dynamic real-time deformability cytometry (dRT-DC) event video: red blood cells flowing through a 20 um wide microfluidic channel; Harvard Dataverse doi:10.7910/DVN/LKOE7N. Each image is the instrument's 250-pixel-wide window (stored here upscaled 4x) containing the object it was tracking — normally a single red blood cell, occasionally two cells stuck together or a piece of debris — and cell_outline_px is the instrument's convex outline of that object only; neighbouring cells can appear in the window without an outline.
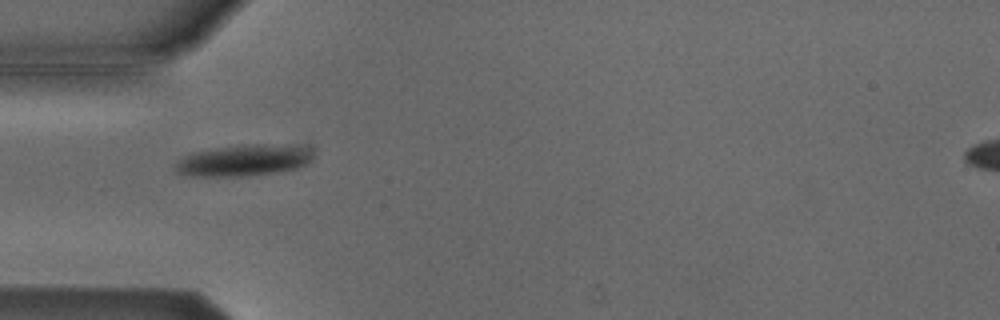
{"species": "Egyptian fruit bat (a non-hibernating species)", "species_latin": "Rousettus aegyptiacus", "temperature_condition": "cold", "stored_images_in_passage": 39, "camera_frame_rate_fps": 3000, "um_per_image_px": 0.085, "animal": {"sex": "male"}, "frame": {"image": 1, "passage_image": 2, "time_ms": 0.333, "image_size_px": [1000, 320], "cell_outline_px": [[312, 156], [304, 164], [292, 168], [268, 172], [240, 176], [184, 176], [176, 172], [176, 164], [184, 156], [192, 152], [216, 148], [256, 144], [264, 144], [312, 148]], "centroid_in_image_um": [20.61, 13.63], "position_along_channel_um": 64.4, "area_um2": 24.28}}
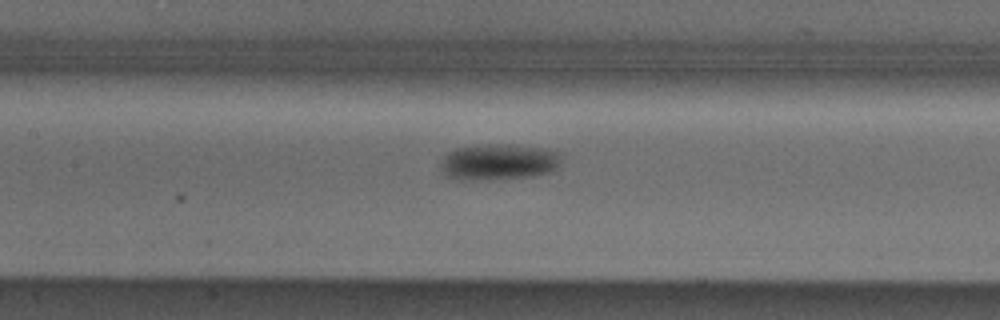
{"frame": {"image": 2, "passage_image": 10, "time_ms": 3.0, "image_size_px": [1000, 320], "cell_outline_px": [[560, 160], [556, 168], [552, 172], [532, 176], [488, 180], [456, 180], [448, 176], [440, 168], [440, 164], [444, 156], [448, 152], [456, 148], [484, 144], [508, 144], [544, 148], [560, 152]], "centroid_in_image_um": [42.37, 13.77], "position_along_channel_um": 165.0, "area_um2": 25.66}}
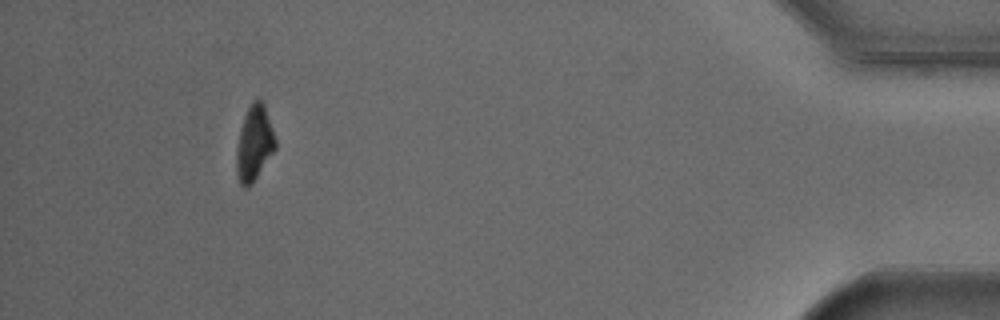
{"frame": {"image": 3, "passage_image": 35, "time_ms": 11.333, "image_size_px": [1000, 320], "cell_outline_px": [[276, 148], [252, 184], [244, 188], [240, 184], [236, 172], [236, 152], [240, 128], [244, 116], [248, 108], [256, 100], [260, 100], [264, 104], [276, 140]], "centroid_in_image_um": [21.6, 12.22], "position_along_channel_um": 413.6, "area_um2": 16.82}, "authors_computed_cell_mechanics": {"area_um2": 21.4438, "velocity_mm_per_s": 3.8034, "shape_relaxation_time_tau1_ms": 1.5191, "shape_relaxation_time_tau2_ms": null, "deformation_change_tau1": 0.0961, "deformation_change_tau2": null}}